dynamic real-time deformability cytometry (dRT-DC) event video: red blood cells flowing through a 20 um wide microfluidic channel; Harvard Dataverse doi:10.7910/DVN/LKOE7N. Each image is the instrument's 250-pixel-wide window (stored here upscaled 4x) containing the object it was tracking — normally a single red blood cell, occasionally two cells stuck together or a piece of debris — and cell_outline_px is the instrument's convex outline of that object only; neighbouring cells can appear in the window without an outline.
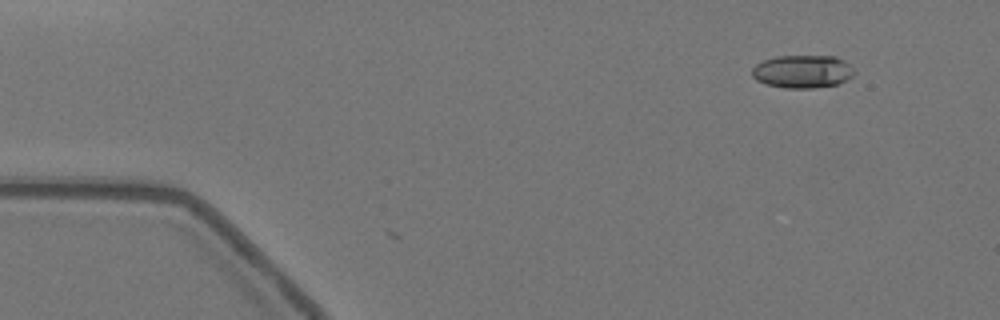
{"species": "Egyptian fruit bat (a non-hibernating species)", "species_latin": "Rousettus aegyptiacus", "temperature_condition": "warm", "stored_images_in_passage": 3, "camera_frame_rate_fps": 3000, "um_per_image_px": 0.085, "animal": {"sex": "female"}, "frame": {"image": 1, "passage_image": 3, "time_ms": 0.667, "image_size_px": [1000, 320], "cell_outline_px": [[856, 72], [852, 76], [836, 84], [812, 88], [784, 88], [764, 84], [756, 80], [752, 76], [752, 68], [756, 64], [764, 60], [776, 56], [836, 56], [844, 60]], "centroid_in_image_um": [68.18, 6.07], "position_along_channel_um": 16.8, "area_um2": 19.65}}